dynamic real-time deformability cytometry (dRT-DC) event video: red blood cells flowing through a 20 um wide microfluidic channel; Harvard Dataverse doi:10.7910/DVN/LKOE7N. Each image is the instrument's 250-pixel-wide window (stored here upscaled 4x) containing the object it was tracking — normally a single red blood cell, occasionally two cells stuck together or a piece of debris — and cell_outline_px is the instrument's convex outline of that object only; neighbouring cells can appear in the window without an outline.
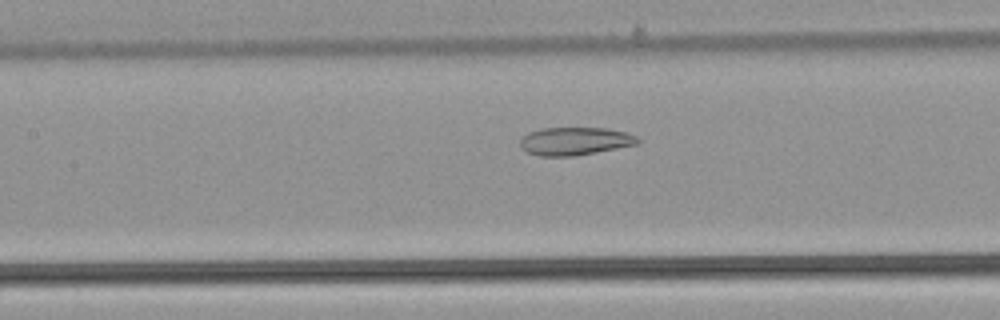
{"species": "common noctule bat (a hibernating species)", "species_latin": "Nyctalus noctula", "temperature_condition": "warm", "stored_images_in_passage": 49, "camera_frame_rate_fps": 3000, "um_per_image_px": 0.085, "animal": {"sex": "male", "body_mass_g": 21.5, "forearm_length_mm": 52.0}, "frame": {"image": 1, "passage_image": 21, "time_ms": 6.667, "image_size_px": [1000, 320], "cell_outline_px": [[640, 144], [576, 156], [540, 156], [528, 152], [520, 148], [520, 140], [528, 132], [540, 128], [608, 128], [624, 132], [636, 136], [640, 140]], "centroid_in_image_um": [48.87, 12.0], "position_along_channel_um": 158.5, "area_um2": 19.31}}
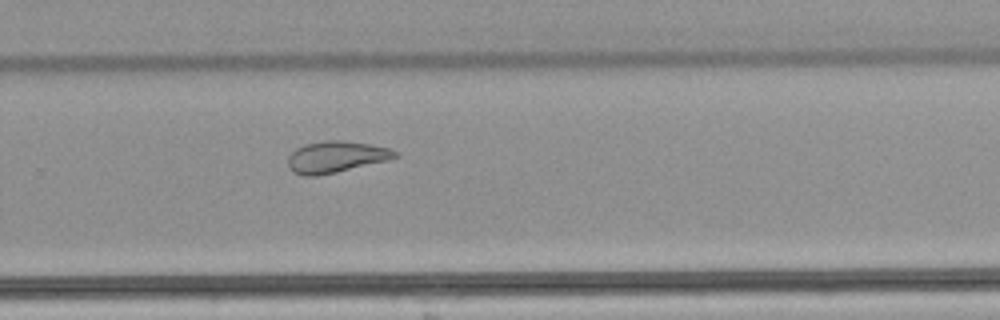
{"frame": {"image": 2, "passage_image": 32, "time_ms": 10.333, "image_size_px": [1000, 320], "cell_outline_px": [[400, 156], [388, 160], [336, 172], [316, 176], [304, 176], [292, 172], [288, 168], [288, 156], [296, 148], [304, 144], [324, 140], [340, 140], [368, 144], [388, 148], [396, 152]], "centroid_in_image_um": [28.51, 13.34], "position_along_channel_um": 301.3, "area_um2": 19.59}}
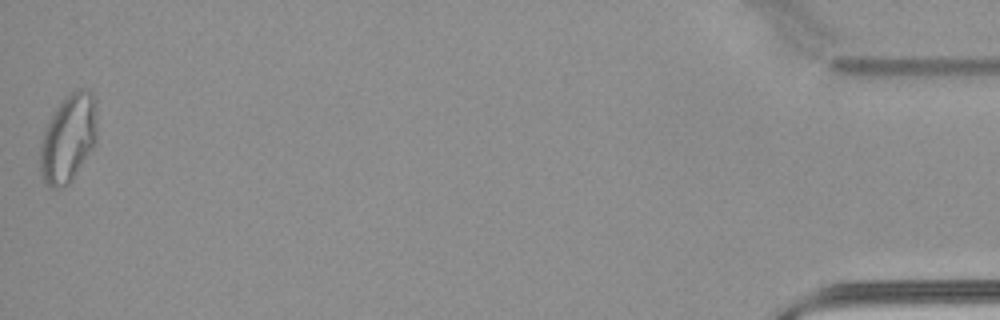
{"frame": {"image": 3, "passage_image": 49, "time_ms": 16.0, "image_size_px": [1000, 320], "cell_outline_px": [[96, 140], [92, 148], [72, 180], [68, 184], [60, 188], [52, 188], [44, 184], [40, 176], [40, 140], [52, 112], [64, 96], [68, 92], [80, 88], [84, 88], [92, 92], [96, 100]], "centroid_in_image_um": [5.78, 11.73], "position_along_channel_um": 429.4, "area_um2": 29.71}, "authors_computed_cell_mechanics": {"area_um2": 24.3916, "velocity_mm_per_s": 3.9076, "shape_relaxation_time_tau1_ms": null, "shape_relaxation_time_tau2_ms": 2.336, "deformation_change_tau1": null, "deformation_change_tau2": 0.0867}}